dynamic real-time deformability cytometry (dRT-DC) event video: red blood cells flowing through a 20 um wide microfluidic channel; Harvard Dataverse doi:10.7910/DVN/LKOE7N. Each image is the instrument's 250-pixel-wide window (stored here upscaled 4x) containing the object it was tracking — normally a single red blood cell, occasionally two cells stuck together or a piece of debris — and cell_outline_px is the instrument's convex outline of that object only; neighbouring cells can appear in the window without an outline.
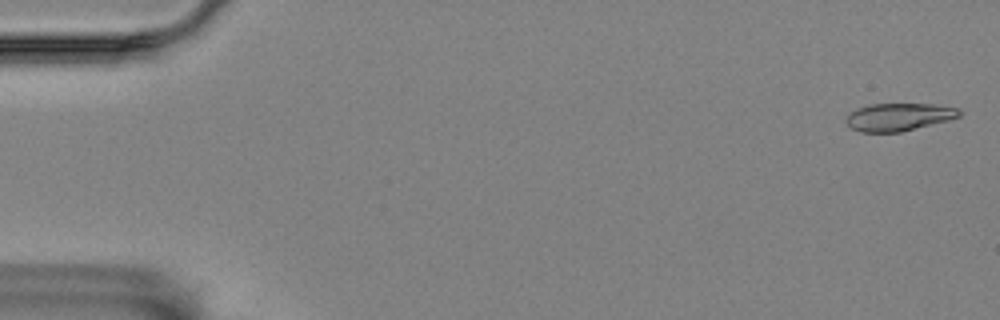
{"species": "Egyptian fruit bat (a non-hibernating species)", "species_latin": "Rousettus aegyptiacus", "temperature_condition": "room temperature", "stored_images_in_passage": 4, "camera_frame_rate_fps": 3000, "um_per_image_px": 0.085, "animal": {"sex": "female"}, "frame": {"image": 1, "passage_image": 1, "time_ms": 0.0, "image_size_px": [1000, 320], "cell_outline_px": [[960, 116], [948, 120], [900, 132], [860, 132], [852, 128], [844, 120], [848, 112], [856, 108], [868, 104], [932, 104], [960, 108]], "centroid_in_image_um": [76.34, 9.93], "position_along_channel_um": 8.7, "area_um2": 18.32}}